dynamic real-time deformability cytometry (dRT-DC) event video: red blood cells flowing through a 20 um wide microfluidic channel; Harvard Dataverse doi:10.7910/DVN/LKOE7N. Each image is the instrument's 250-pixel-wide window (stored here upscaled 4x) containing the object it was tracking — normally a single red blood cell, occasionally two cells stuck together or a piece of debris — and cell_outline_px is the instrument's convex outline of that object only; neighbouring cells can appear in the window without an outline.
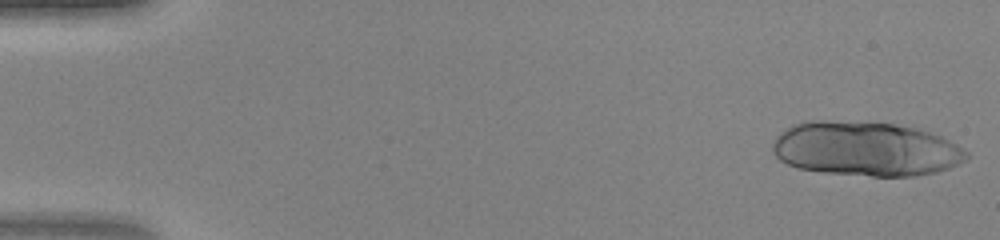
{"species": "human", "species_latin": "Homo sapiens", "temperature_condition": "warm", "stored_images_in_passage": 47, "camera_frame_rate_fps": 3000, "um_per_image_px": 0.085, "donor": {"sex": "female"}, "frame": {"image": 1, "passage_image": 1, "time_ms": 0.0, "image_size_px": [1000, 240], "cell_outline_px": [[968, 160], [948, 168], [936, 172], [916, 176], [872, 176], [824, 172], [796, 168], [780, 160], [772, 152], [772, 144], [776, 136], [784, 128], [792, 124], [808, 120], [824, 120], [896, 124], [920, 128], [940, 136], [956, 144], [968, 152]], "centroid_in_image_um": [73.56, 12.65], "position_along_channel_um": 11.4, "area_um2": 61.9}}
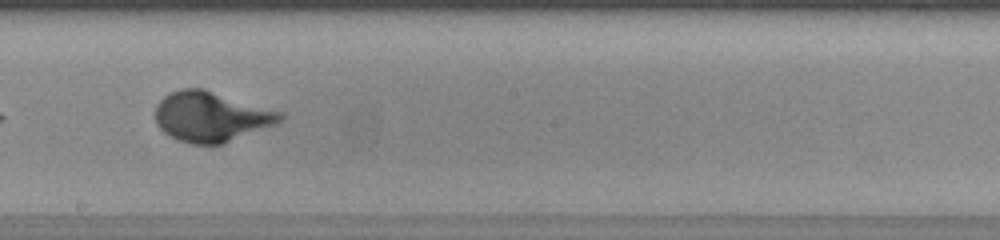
{"frame": {"image": 2, "passage_image": 27, "time_ms": 8.667, "image_size_px": [1000, 240], "cell_outline_px": [[284, 120], [276, 124], [220, 144], [192, 144], [176, 140], [168, 136], [156, 124], [156, 104], [164, 96], [180, 88], [204, 88], [284, 112]], "centroid_in_image_um": [17.95, 9.9], "position_along_channel_um": 230.3, "area_um2": 36.59}}
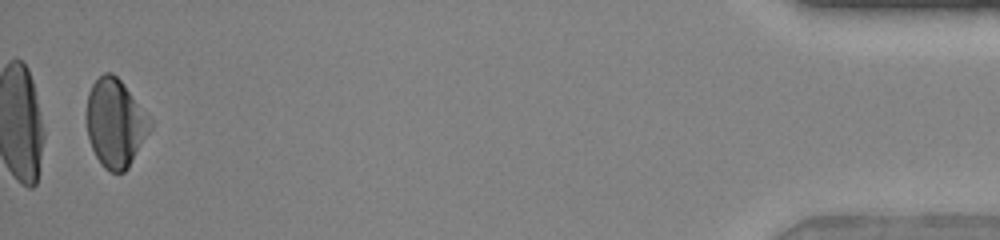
{"frame": {"image": 3, "passage_image": 46, "time_ms": 15.0, "image_size_px": [1000, 240], "cell_outline_px": [[152, 128], [128, 168], [124, 172], [112, 172], [104, 168], [100, 164], [92, 148], [88, 136], [88, 92], [92, 84], [104, 72], [112, 72], [120, 80], [152, 120]], "centroid_in_image_um": [9.82, 10.48], "position_along_channel_um": 425.4, "area_um2": 32.25}}